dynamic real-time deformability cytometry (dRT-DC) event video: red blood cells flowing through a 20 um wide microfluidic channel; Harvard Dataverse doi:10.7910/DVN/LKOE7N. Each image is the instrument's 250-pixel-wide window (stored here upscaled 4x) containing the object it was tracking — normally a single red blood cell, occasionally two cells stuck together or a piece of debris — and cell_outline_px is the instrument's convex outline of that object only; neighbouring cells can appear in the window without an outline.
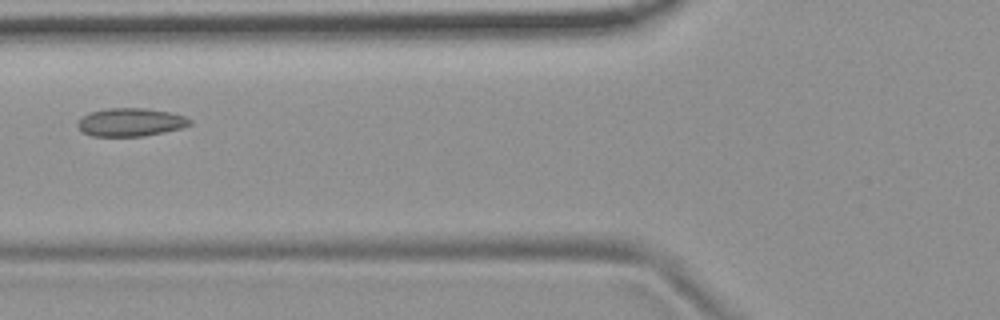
{"species": "common noctule bat (a hibernating species)", "species_latin": "Nyctalus noctula", "temperature_condition": "room temperature", "stored_images_in_passage": 5, "camera_frame_rate_fps": 3000, "um_per_image_px": 0.085, "animal": {"sex": "female", "body_mass_g": 19.9}, "frame": {"image": 1, "passage_image": 5, "time_ms": 1.333, "image_size_px": [1000, 320], "cell_outline_px": [[192, 124], [180, 128], [164, 132], [144, 136], [92, 136], [84, 132], [76, 124], [88, 112], [108, 108], [144, 108], [168, 112], [184, 116], [192, 120]], "centroid_in_image_um": [11.11, 10.38], "position_along_channel_um": 114.7, "area_um2": 18.26}}